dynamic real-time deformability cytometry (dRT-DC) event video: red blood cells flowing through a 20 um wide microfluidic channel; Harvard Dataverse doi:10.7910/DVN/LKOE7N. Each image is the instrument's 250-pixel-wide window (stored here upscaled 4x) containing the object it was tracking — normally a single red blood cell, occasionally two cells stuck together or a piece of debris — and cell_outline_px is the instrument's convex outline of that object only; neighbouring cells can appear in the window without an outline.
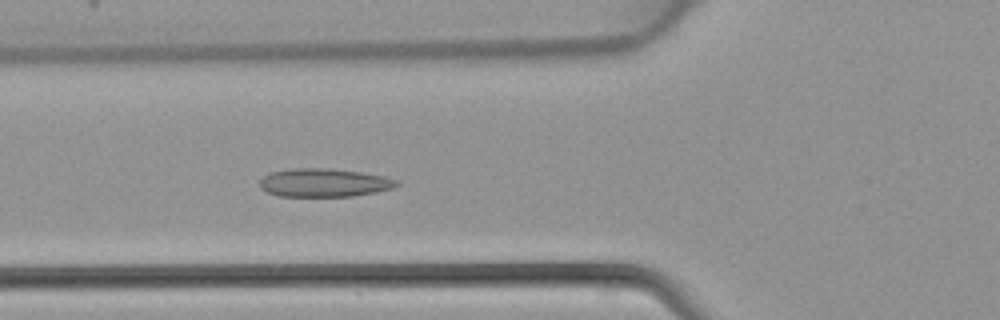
{"species": "common noctule bat (a hibernating species)", "species_latin": "Nyctalus noctula", "temperature_condition": "warm", "stored_images_in_passage": 46, "camera_frame_rate_fps": 3000, "um_per_image_px": 0.085, "animal": {"sex": "female", "body_mass_g": 22.7, "forearm_length_mm": 54.2}, "frame": {"image": 1, "passage_image": 17, "time_ms": 5.333, "image_size_px": [1000, 320], "cell_outline_px": [[400, 184], [392, 188], [376, 192], [352, 196], [280, 196], [268, 192], [260, 188], [260, 180], [264, 176], [272, 172], [292, 168], [328, 168], [360, 172], [384, 176], [396, 180]], "centroid_in_image_um": [27.54, 15.53], "position_along_channel_um": 98.3, "area_um2": 22.48}}
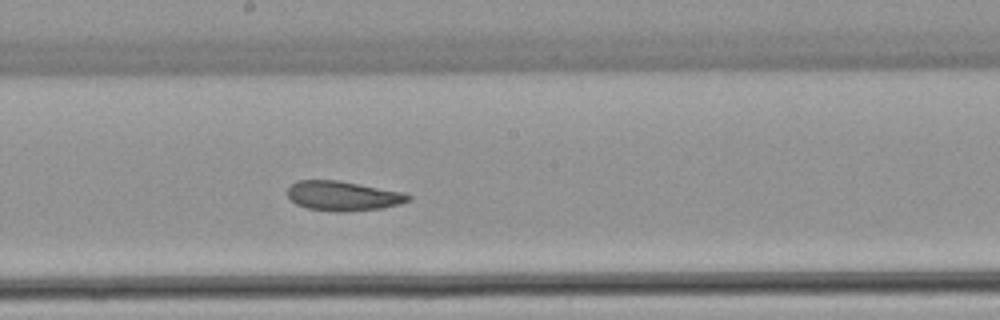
{"frame": {"image": 2, "passage_image": 25, "time_ms": 8.0, "image_size_px": [1000, 320], "cell_outline_px": [[412, 200], [400, 204], [380, 208], [348, 212], [332, 212], [308, 208], [296, 204], [288, 196], [288, 188], [296, 180], [336, 180], [404, 192], [412, 196]], "centroid_in_image_um": [29.17, 16.66], "position_along_channel_um": 219.0, "area_um2": 20.92}}
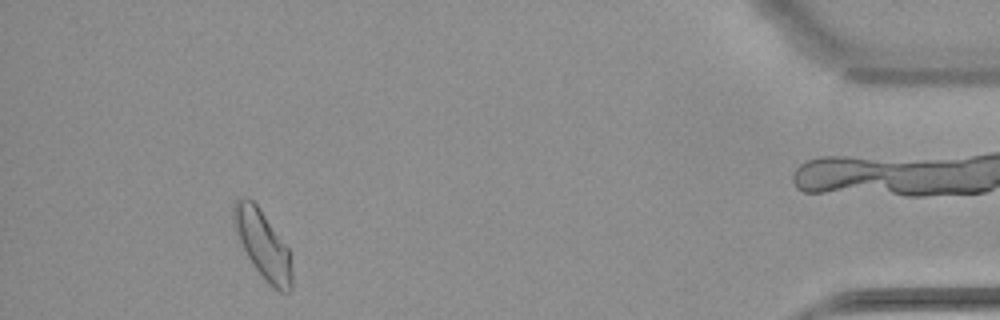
{"frame": {"image": 3, "passage_image": 42, "time_ms": 13.667, "image_size_px": [1000, 320], "cell_outline_px": [[292, 288], [288, 296], [280, 292], [268, 284], [256, 268], [248, 256], [232, 224], [232, 208], [236, 200], [240, 196], [244, 196], [252, 200], [256, 204], [288, 248], [292, 268]], "centroid_in_image_um": [22.34, 20.8], "position_along_channel_um": 412.9, "area_um2": 22.95}}